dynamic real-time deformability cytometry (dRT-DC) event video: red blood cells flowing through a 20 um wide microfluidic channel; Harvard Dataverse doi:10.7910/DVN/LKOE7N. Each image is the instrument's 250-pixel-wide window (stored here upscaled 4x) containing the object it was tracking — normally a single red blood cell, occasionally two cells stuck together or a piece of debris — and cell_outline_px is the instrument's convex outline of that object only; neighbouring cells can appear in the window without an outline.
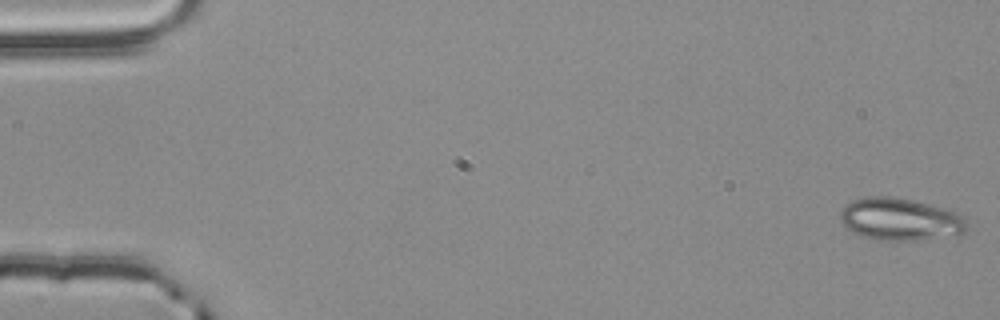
{"species": "common noctule bat (a hibernating species)", "species_latin": "Nyctalus noctula", "temperature_condition": "room temperature", "stored_images_in_passage": 55, "camera_frame_rate_fps": 3000, "um_per_image_px": 0.085, "animal": {"sex": "male", "body_mass_g": 20.4}, "frame": {"image": 1, "passage_image": 1, "time_ms": 0.0, "image_size_px": [1000, 320], "cell_outline_px": [[968, 228], [960, 236], [916, 240], [876, 240], [852, 232], [840, 220], [840, 212], [852, 200], [868, 196], [888, 196], [912, 200], [948, 208], [956, 212], [968, 224]], "centroid_in_image_um": [76.57, 18.65], "position_along_channel_um": 8.4, "area_um2": 31.44}}
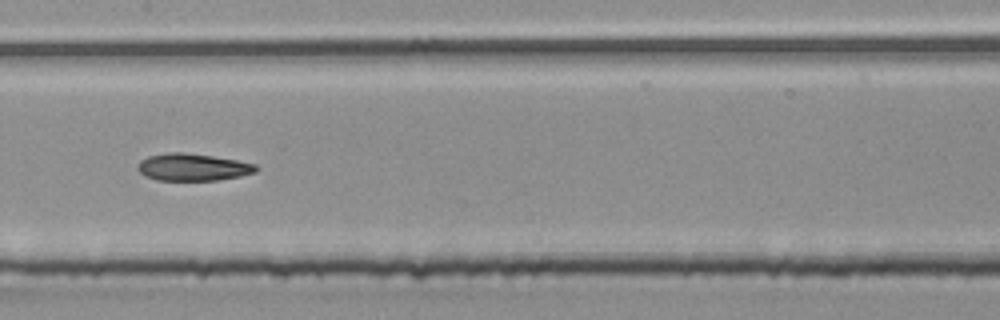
{"frame": {"image": 2, "passage_image": 28, "time_ms": 9.0, "image_size_px": [1000, 320], "cell_outline_px": [[260, 168], [256, 172], [240, 176], [216, 180], [156, 180], [144, 176], [140, 172], [140, 160], [148, 156], [168, 152], [184, 152], [212, 156], [236, 160], [256, 164]], "centroid_in_image_um": [16.42, 14.21], "position_along_channel_um": 191.0, "area_um2": 18.67}}
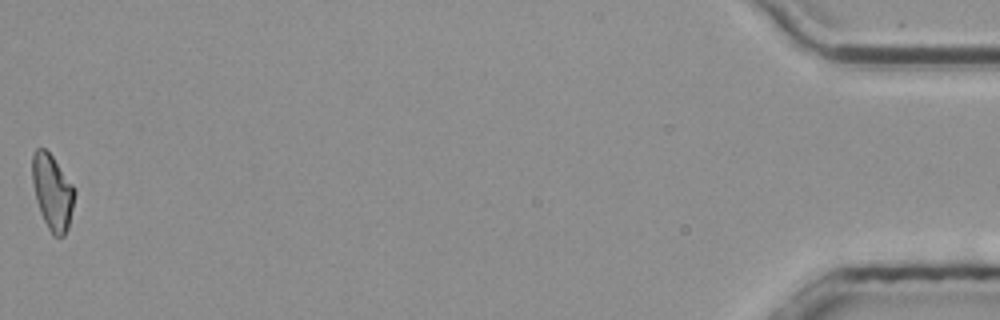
{"frame": {"image": 3, "passage_image": 55, "time_ms": 18.0, "image_size_px": [1000, 320], "cell_outline_px": [[76, 192], [68, 228], [64, 236], [52, 236], [40, 212], [36, 200], [32, 184], [32, 152], [36, 148], [44, 148], [52, 156], [72, 184]], "centroid_in_image_um": [4.44, 16.33], "position_along_channel_um": 430.8, "area_um2": 18.55}, "authors_computed_cell_mechanics": {"area_um2": 19.363, "velocity_mm_per_s": 3.8204, "shape_relaxation_time_tau1_ms": null, "shape_relaxation_time_tau2_ms": 6.903, "deformation_change_tau1": null, "deformation_change_tau2": 0.1511}}